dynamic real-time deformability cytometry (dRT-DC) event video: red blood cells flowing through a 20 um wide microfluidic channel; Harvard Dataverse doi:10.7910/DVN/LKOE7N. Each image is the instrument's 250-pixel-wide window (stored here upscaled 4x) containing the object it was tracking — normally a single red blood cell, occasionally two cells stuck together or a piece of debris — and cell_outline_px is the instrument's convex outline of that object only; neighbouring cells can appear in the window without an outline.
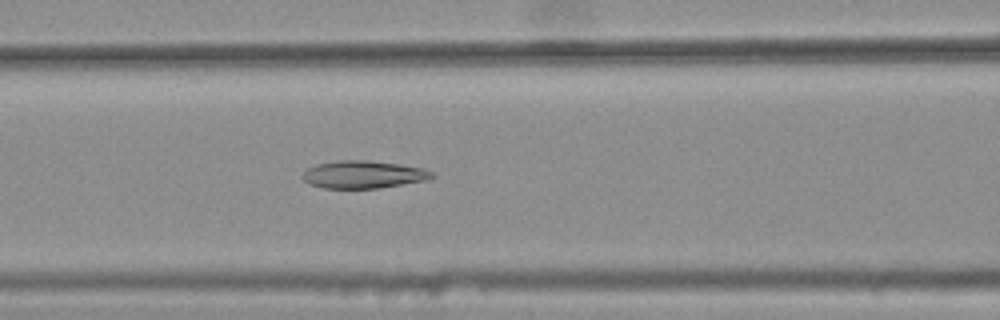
{"species": "common noctule bat (a hibernating species)", "species_latin": "Nyctalus noctula", "temperature_condition": "warm", "stored_images_in_passage": 45, "camera_frame_rate_fps": 3000, "um_per_image_px": 0.085, "animal": {"sex": "female", "body_mass_g": 25.1}, "frame": {"image": 1, "passage_image": 22, "time_ms": 7.0, "image_size_px": [1000, 320], "cell_outline_px": [[436, 176], [424, 180], [380, 188], [324, 188], [308, 184], [300, 176], [308, 168], [316, 164], [336, 160], [368, 160], [400, 164], [420, 168], [432, 172]], "centroid_in_image_um": [30.82, 14.83], "position_along_channel_um": 135.8, "area_um2": 20.75}}
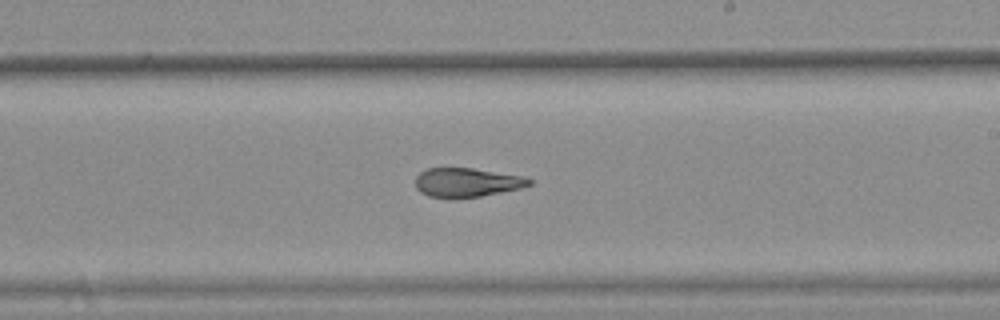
{"frame": {"image": 2, "passage_image": 31, "time_ms": 10.0, "image_size_px": [1000, 320], "cell_outline_px": [[532, 184], [520, 188], [480, 196], [456, 200], [448, 200], [428, 196], [420, 192], [416, 188], [416, 176], [420, 172], [428, 168], [472, 168], [520, 176], [532, 180]], "centroid_in_image_um": [39.61, 15.54], "position_along_channel_um": 249.4, "area_um2": 19.48}}
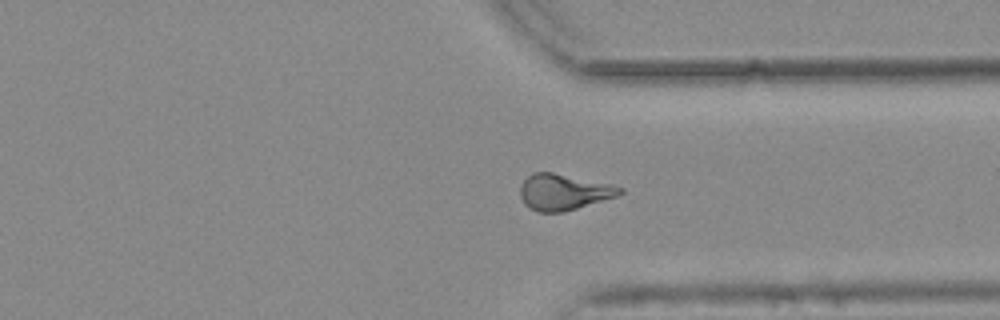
{"frame": {"image": 3, "passage_image": 40, "time_ms": 13.0, "image_size_px": [1000, 320], "cell_outline_px": [[624, 192], [616, 196], [564, 212], [536, 212], [528, 208], [524, 204], [520, 196], [520, 188], [524, 180], [532, 172], [552, 172], [612, 184], [624, 188]], "centroid_in_image_um": [47.89, 16.32], "position_along_channel_um": 363.5, "area_um2": 20.98}, "authors_computed_cell_mechanics": {"area_um2": 21.097, "velocity_mm_per_s": 3.7953, "shape_relaxation_time_tau1_ms": null, "shape_relaxation_time_tau2_ms": 3.0558, "deformation_change_tau1": null, "deformation_change_tau2": 0.1075}}